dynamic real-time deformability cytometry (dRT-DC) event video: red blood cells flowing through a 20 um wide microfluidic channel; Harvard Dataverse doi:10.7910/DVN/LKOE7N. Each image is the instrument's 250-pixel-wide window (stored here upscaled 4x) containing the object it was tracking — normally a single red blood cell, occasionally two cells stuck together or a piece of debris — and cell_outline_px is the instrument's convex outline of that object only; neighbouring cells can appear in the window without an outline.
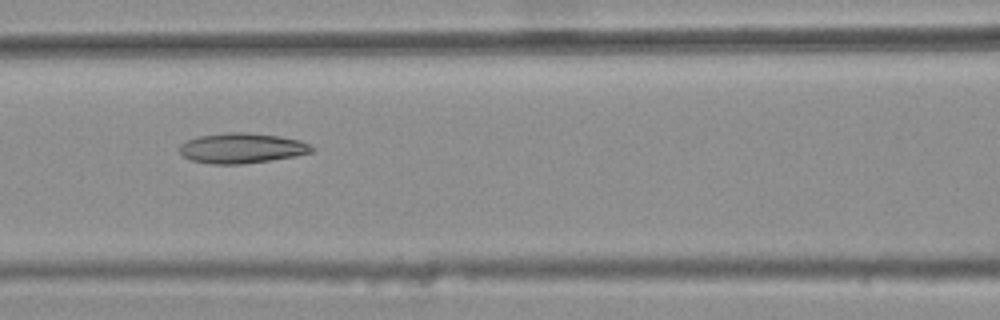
{"species": "common noctule bat (a hibernating species)", "species_latin": "Nyctalus noctula", "temperature_condition": "warm", "stored_images_in_passage": 10, "camera_frame_rate_fps": 3000, "um_per_image_px": 0.085, "animal": {"sex": "female", "body_mass_g": 25.1}, "frame": {"image": 1, "passage_image": 6, "time_ms": 1.667, "image_size_px": [1000, 320], "cell_outline_px": [[316, 148], [312, 152], [296, 156], [272, 160], [244, 164], [212, 164], [192, 160], [184, 156], [176, 148], [180, 144], [196, 136], [228, 132], [244, 132], [280, 136], [300, 140]], "centroid_in_image_um": [20.55, 12.59], "position_along_channel_um": 146.1, "area_um2": 23.47}}
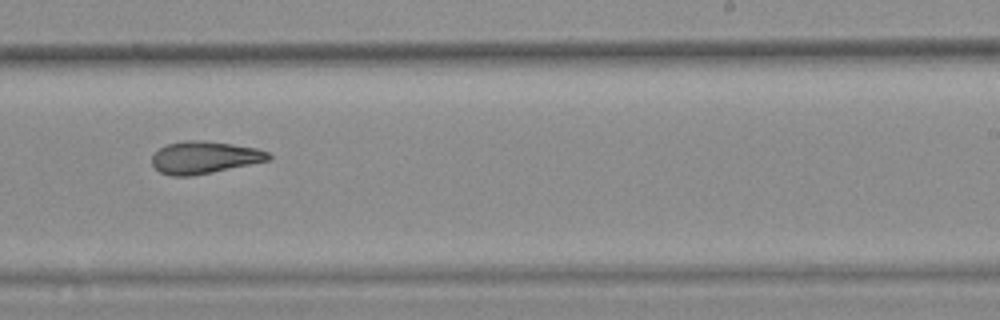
{"frame": {"image": 2, "passage_image": 9, "time_ms": 2.667, "image_size_px": [1000, 320], "cell_outline_px": [[272, 160], [192, 176], [172, 176], [160, 172], [152, 164], [152, 156], [160, 148], [168, 144], [184, 140], [200, 140], [232, 144], [256, 148], [268, 152], [272, 156]], "centroid_in_image_um": [17.4, 13.38], "position_along_channel_um": 271.6, "area_um2": 21.91}}
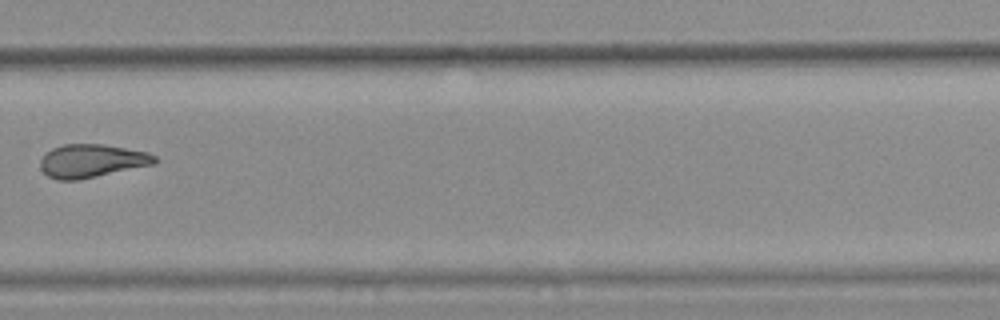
{"frame": {"image": 3, "passage_image": 10, "time_ms": 3.0, "image_size_px": [1000, 320], "cell_outline_px": [[160, 160], [156, 164], [76, 180], [56, 180], [48, 176], [40, 168], [40, 160], [52, 148], [64, 144], [104, 144], [148, 152], [156, 156]], "centroid_in_image_um": [7.83, 13.67], "position_along_channel_um": 322.0, "area_um2": 22.2}}